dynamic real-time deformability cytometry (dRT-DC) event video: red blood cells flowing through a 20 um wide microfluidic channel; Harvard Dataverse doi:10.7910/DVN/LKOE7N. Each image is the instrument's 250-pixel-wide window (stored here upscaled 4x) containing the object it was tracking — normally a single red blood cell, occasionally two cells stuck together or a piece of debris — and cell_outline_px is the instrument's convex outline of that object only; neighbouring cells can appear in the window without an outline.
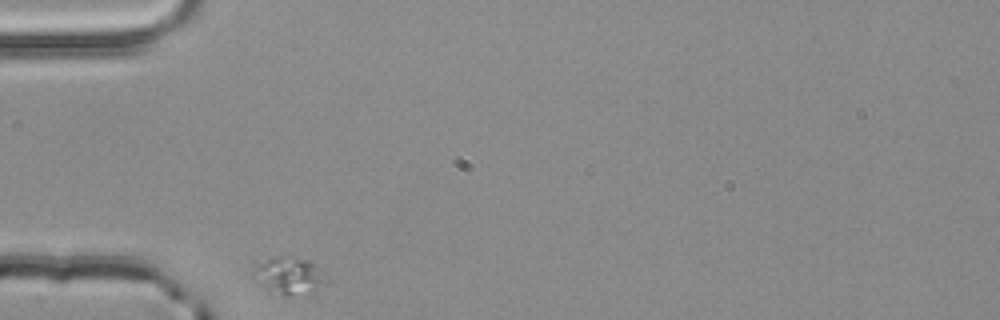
{"species": "common noctule bat (a hibernating species)", "species_latin": "Nyctalus noctula", "temperature_condition": "room temperature", "stored_images_in_passage": 32, "camera_frame_rate_fps": 3000, "um_per_image_px": 0.085, "animal": {"sex": "male", "body_mass_g": 20.4}, "frame": {"image": 1, "passage_image": 1, "time_ms": 0.0, "image_size_px": [1000, 320], "cell_outline_px": [[332, 280], [328, 284], [308, 296], [288, 296], [268, 292], [252, 276], [252, 272], [256, 264], [268, 260], [308, 260]], "centroid_in_image_um": [24.66, 23.57], "position_along_channel_um": 60.3, "area_um2": 15.72}}
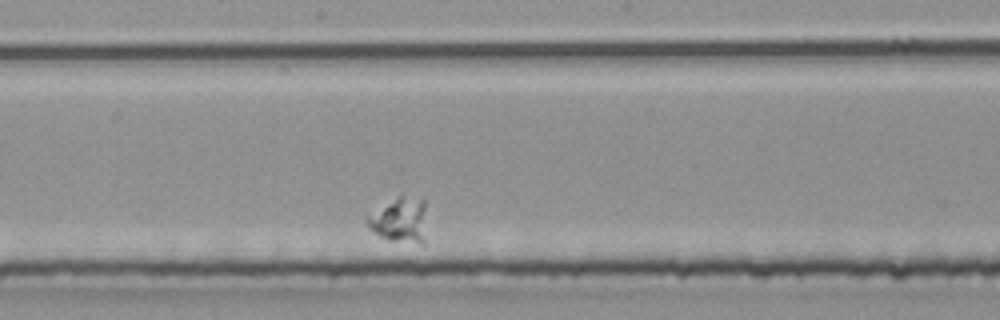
{"frame": {"image": 2, "passage_image": 17, "time_ms": 5.333, "image_size_px": [1000, 320], "cell_outline_px": [[424, 244], [420, 244], [388, 240], [372, 232], [368, 228], [368, 216], [400, 196], [424, 200]], "centroid_in_image_um": [33.99, 18.77], "position_along_channel_um": 214.2, "area_um2": 14.97}}